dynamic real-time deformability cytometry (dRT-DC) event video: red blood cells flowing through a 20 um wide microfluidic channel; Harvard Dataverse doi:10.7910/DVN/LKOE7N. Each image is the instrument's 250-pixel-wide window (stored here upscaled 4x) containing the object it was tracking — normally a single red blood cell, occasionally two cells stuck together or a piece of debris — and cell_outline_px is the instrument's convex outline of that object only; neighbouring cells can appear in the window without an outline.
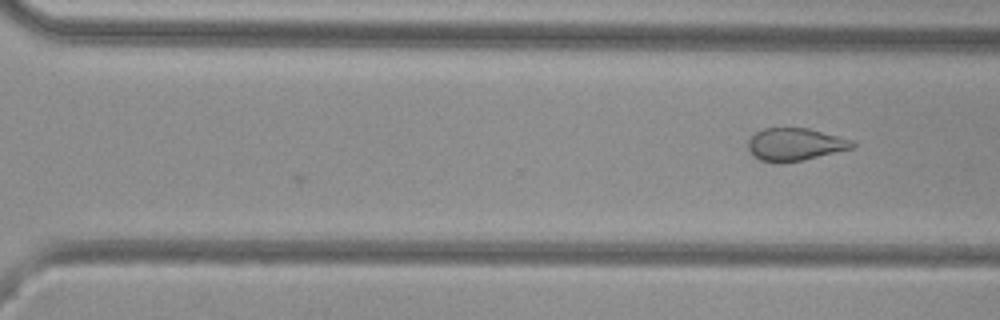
{"species": "common noctule bat (a hibernating species)", "species_latin": "Nyctalus noctula", "temperature_condition": "cold", "stored_images_in_passage": 29, "camera_frame_rate_fps": 3000, "um_per_image_px": 0.085, "animal": {"sex": "female", "body_mass_g": 29.2, "forearm_length_mm": 56.3}, "frame": {"image": 1, "passage_image": 29, "time_ms": 9.333, "image_size_px": [1000, 320], "cell_outline_px": [[856, 144], [852, 148], [800, 160], [780, 164], [776, 164], [760, 160], [752, 156], [748, 152], [748, 140], [756, 132], [764, 128], [808, 128], [856, 140]], "centroid_in_image_um": [67.55, 12.28], "position_along_channel_um": 303.0, "area_um2": 20.0}}